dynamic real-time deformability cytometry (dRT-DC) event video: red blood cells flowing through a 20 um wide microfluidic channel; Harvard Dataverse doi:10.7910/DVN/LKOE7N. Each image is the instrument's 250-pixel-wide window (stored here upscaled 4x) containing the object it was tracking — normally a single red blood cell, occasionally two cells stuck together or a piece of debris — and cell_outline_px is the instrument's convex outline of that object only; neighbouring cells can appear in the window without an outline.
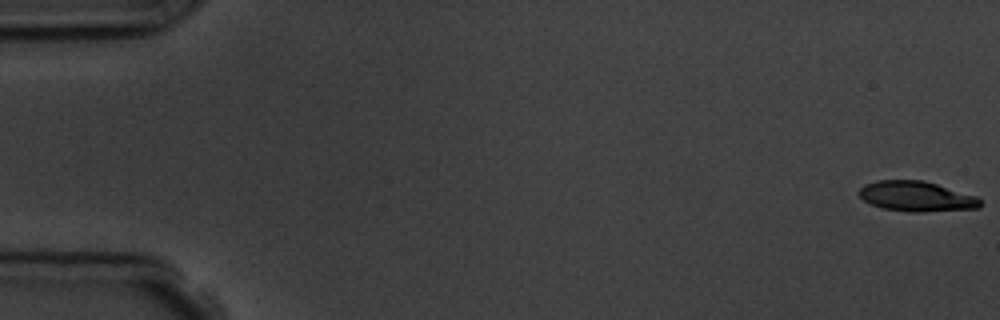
{"species": "common noctule bat (a hibernating species)", "species_latin": "Nyctalus noctula", "temperature_condition": "room temperature", "stored_images_in_passage": 5, "camera_frame_rate_fps": 3000, "um_per_image_px": 0.085, "animal": {"sex": "male", "body_mass_g": 19.5, "forearm_length_mm": 54.6}, "frame": {"image": 1, "passage_image": 5, "time_ms": 5.333, "image_size_px": [1000, 320], "cell_outline_px": [[980, 208], [924, 212], [908, 212], [884, 208], [872, 204], [864, 200], [856, 192], [864, 184], [876, 180], [924, 180], [976, 196], [980, 200]], "centroid_in_image_um": [77.87, 16.69], "position_along_channel_um": 7.1, "area_um2": 21.33}}